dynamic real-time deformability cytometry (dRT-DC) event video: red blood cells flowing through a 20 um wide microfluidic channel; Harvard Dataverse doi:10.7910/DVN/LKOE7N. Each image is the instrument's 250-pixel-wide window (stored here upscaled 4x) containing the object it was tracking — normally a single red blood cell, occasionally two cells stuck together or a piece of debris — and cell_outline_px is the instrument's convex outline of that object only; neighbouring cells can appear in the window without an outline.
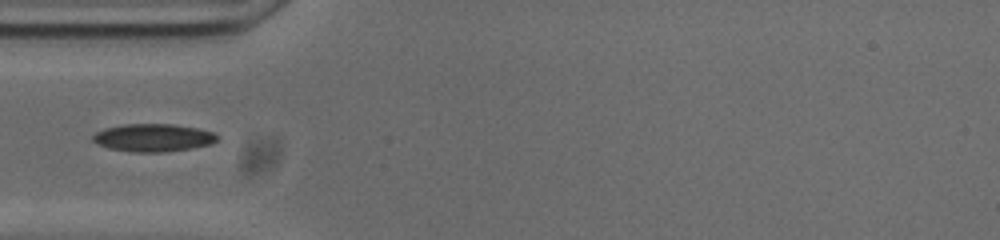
{"species": "common noctule bat (a hibernating species)", "species_latin": "Nyctalus noctula", "temperature_condition": "cold", "stored_images_in_passage": 34, "camera_frame_rate_fps": 3000, "um_per_image_px": 0.085, "animal": {"sex": "male", "body_mass_g": 20.0, "forearm_length_mm": 53.3}, "frame": {"image": 1, "passage_image": 1, "time_ms": 0.0, "image_size_px": [1000, 240], "cell_outline_px": [[220, 136], [212, 144], [192, 148], [164, 152], [132, 152], [108, 148], [96, 144], [92, 140], [92, 136], [96, 132], [104, 128], [124, 124], [172, 124], [200, 128], [216, 132]], "centroid_in_image_um": [13.05, 11.7], "position_along_channel_um": 72.0, "area_um2": 20.46}}
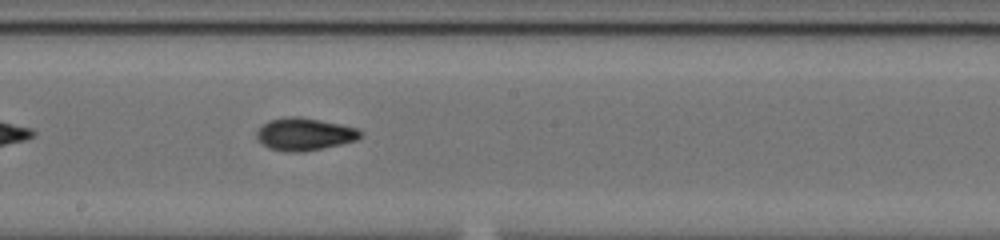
{"frame": {"image": 2, "passage_image": 13, "time_ms": 4.0, "image_size_px": [1000, 240], "cell_outline_px": [[364, 136], [356, 140], [340, 144], [304, 152], [284, 152], [268, 148], [256, 140], [256, 132], [268, 120], [288, 116], [300, 116], [360, 128], [364, 132]], "centroid_in_image_um": [25.89, 11.4], "position_along_channel_um": 222.3, "area_um2": 20.0}}
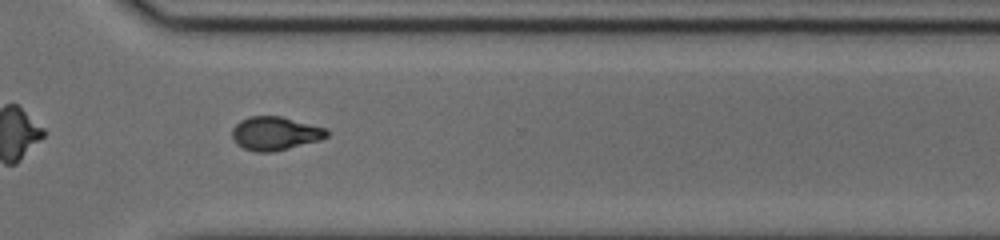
{"frame": {"image": 3, "passage_image": 23, "time_ms": 7.333, "image_size_px": [1000, 240], "cell_outline_px": [[328, 136], [320, 140], [272, 152], [256, 152], [244, 148], [236, 144], [232, 140], [232, 128], [240, 120], [248, 116], [280, 116], [328, 128]], "centroid_in_image_um": [23.37, 11.33], "position_along_channel_um": 347.2, "area_um2": 18.61}}